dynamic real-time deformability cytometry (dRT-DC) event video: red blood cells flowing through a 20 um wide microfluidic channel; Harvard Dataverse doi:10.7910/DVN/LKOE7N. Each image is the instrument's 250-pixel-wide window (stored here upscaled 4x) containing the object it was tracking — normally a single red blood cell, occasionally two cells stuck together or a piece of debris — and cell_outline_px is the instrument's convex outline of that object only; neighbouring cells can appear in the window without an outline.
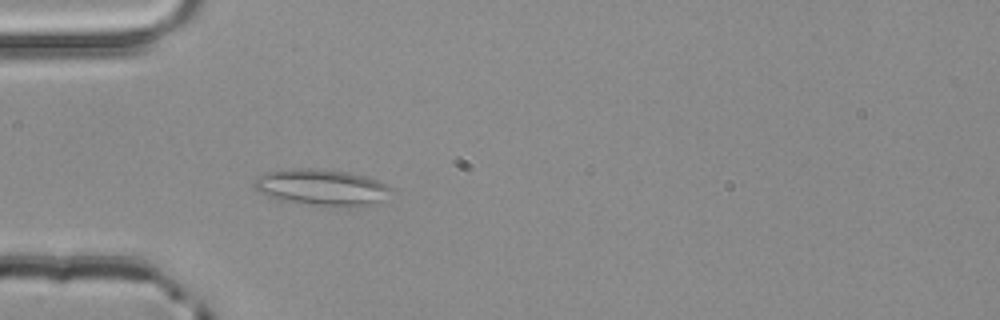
{"species": "common noctule bat (a hibernating species)", "species_latin": "Nyctalus noctula", "temperature_condition": "room temperature", "stored_images_in_passage": 4, "camera_frame_rate_fps": 3000, "um_per_image_px": 0.085, "animal": {"sex": "male", "body_mass_g": 20.4}, "frame": {"image": 1, "passage_image": 4, "time_ms": 1.0, "image_size_px": [1000, 320], "cell_outline_px": [[392, 188], [384, 204], [364, 208], [324, 208], [292, 204], [268, 196], [260, 192], [252, 184], [264, 172], [288, 168], [316, 168], [352, 172], [368, 176]], "centroid_in_image_um": [27.44, 15.99], "position_along_channel_um": 57.6, "area_um2": 30.81}}